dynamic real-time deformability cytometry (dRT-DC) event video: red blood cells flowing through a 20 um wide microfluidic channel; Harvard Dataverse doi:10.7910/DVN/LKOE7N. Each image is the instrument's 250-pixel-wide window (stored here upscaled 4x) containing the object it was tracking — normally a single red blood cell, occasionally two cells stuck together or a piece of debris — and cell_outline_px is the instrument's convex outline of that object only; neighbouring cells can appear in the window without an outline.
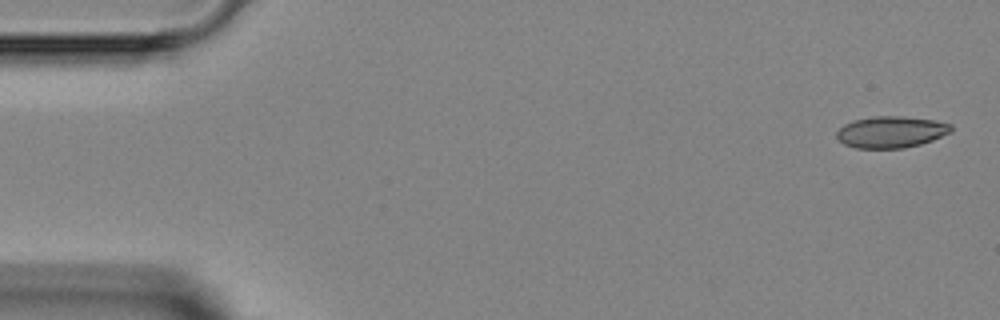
{"species": "Egyptian fruit bat (a non-hibernating species)", "species_latin": "Rousettus aegyptiacus", "temperature_condition": "room temperature", "stored_images_in_passage": 4, "camera_frame_rate_fps": 3000, "um_per_image_px": 0.085, "animal": {"sex": "female"}, "frame": {"image": 1, "passage_image": 1, "time_ms": 0.0, "image_size_px": [1000, 320], "cell_outline_px": [[952, 132], [932, 140], [920, 144], [904, 148], [856, 148], [844, 144], [836, 136], [836, 132], [844, 124], [852, 120], [872, 116], [904, 116], [932, 120], [952, 124]], "centroid_in_image_um": [75.73, 11.21], "position_along_channel_um": 9.3, "area_um2": 21.1}}
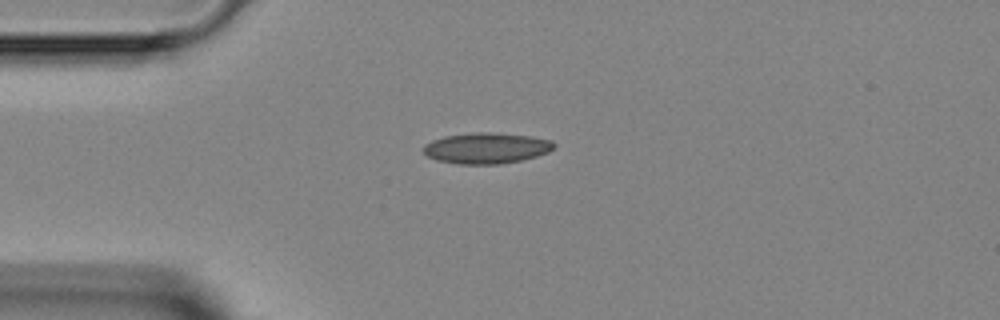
{"frame": {"image": 2, "passage_image": 4, "time_ms": 3.333, "image_size_px": [1000, 320], "cell_outline_px": [[556, 144], [548, 152], [536, 156], [520, 160], [500, 164], [460, 164], [436, 160], [428, 156], [420, 148], [424, 144], [432, 140], [444, 136], [476, 132], [488, 132], [532, 136], [552, 140]], "centroid_in_image_um": [41.32, 12.58], "position_along_channel_um": 43.7, "area_um2": 23.52}}